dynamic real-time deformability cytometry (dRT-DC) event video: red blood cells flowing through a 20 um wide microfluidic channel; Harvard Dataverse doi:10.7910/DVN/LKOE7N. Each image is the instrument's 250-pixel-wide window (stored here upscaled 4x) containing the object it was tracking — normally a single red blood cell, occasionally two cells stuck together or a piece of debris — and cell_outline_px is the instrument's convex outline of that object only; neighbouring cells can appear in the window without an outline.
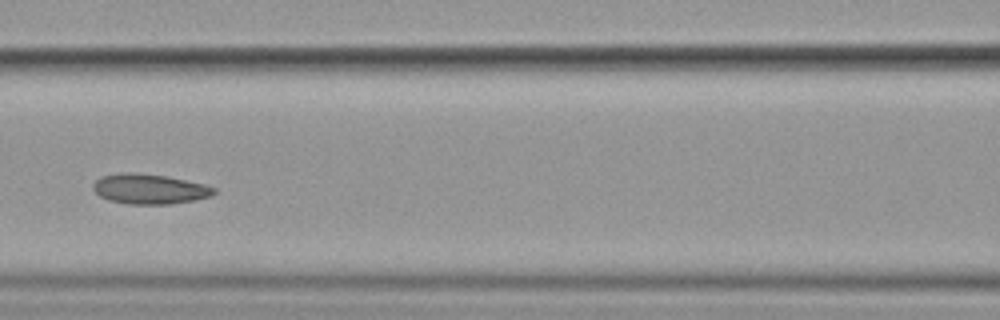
{"species": "common noctule bat (a hibernating species)", "species_latin": "Nyctalus noctula", "temperature_condition": "cold", "stored_images_in_passage": 9, "camera_frame_rate_fps": 3000, "um_per_image_px": 0.085, "animal": {"sex": "female", "body_mass_g": 19.9}, "frame": {"image": 1, "passage_image": 6, "time_ms": 6.0, "image_size_px": [1000, 320], "cell_outline_px": [[216, 192], [212, 196], [172, 204], [128, 204], [108, 200], [100, 196], [92, 188], [92, 184], [100, 176], [120, 172], [136, 172], [168, 176], [204, 184], [216, 188]], "centroid_in_image_um": [12.69, 16.05], "position_along_channel_um": 153.9, "area_um2": 21.39}}
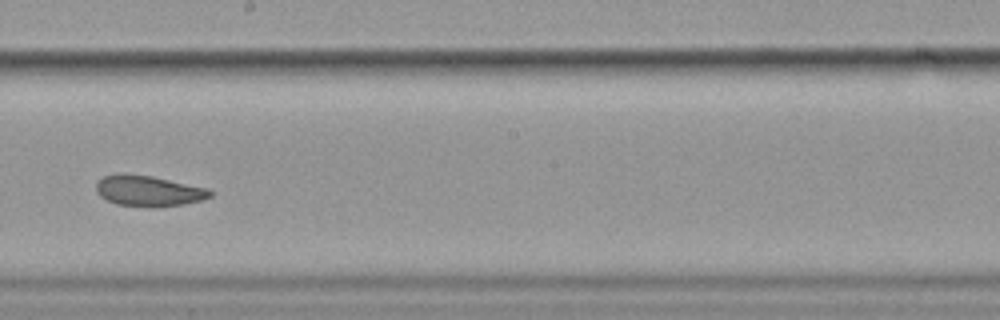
{"frame": {"image": 2, "passage_image": 8, "time_ms": 8.333, "image_size_px": [1000, 320], "cell_outline_px": [[212, 196], [200, 200], [184, 204], [152, 208], [116, 204], [100, 196], [96, 192], [96, 184], [104, 176], [120, 172], [152, 176], [208, 188], [212, 192]], "centroid_in_image_um": [12.61, 16.22], "position_along_channel_um": 235.6, "area_um2": 20.58}}
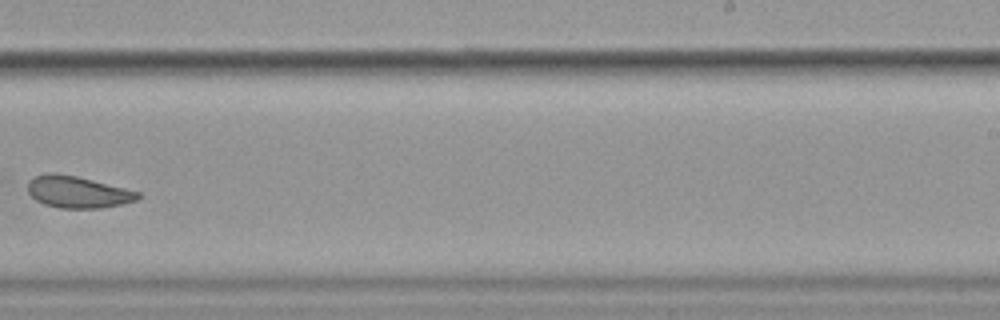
{"frame": {"image": 3, "passage_image": 9, "time_ms": 9.667, "image_size_px": [1000, 320], "cell_outline_px": [[140, 196], [136, 200], [120, 204], [100, 208], [60, 208], [44, 204], [36, 200], [28, 192], [28, 180], [32, 176], [48, 172], [56, 172], [76, 176], [140, 192]], "centroid_in_image_um": [6.54, 16.3], "position_along_channel_um": 282.5, "area_um2": 20.35}}